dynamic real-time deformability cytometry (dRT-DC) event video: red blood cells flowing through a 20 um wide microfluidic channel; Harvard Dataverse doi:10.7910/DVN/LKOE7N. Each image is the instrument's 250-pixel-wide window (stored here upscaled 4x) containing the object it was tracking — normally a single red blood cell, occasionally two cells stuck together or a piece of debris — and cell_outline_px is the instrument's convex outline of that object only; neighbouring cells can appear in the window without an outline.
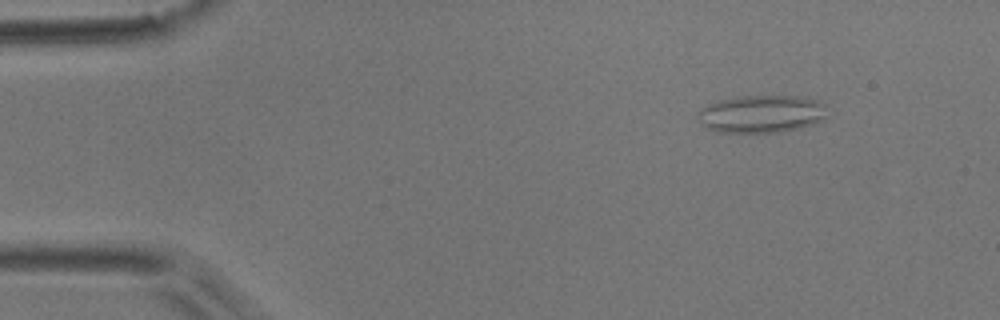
{"species": "common noctule bat (a hibernating species)", "species_latin": "Nyctalus noctula", "temperature_condition": "room temperature", "stored_images_in_passage": 4, "camera_frame_rate_fps": 3000, "um_per_image_px": 0.085, "animal": {"sex": "male", "body_mass_g": 17.9}, "frame": {"image": 1, "passage_image": 2, "time_ms": 1.0, "image_size_px": [1000, 320], "cell_outline_px": [[828, 116], [824, 120], [816, 124], [776, 132], [716, 132], [708, 128], [696, 116], [696, 112], [708, 104], [720, 100], [740, 96], [800, 96], [820, 100], [828, 104]], "centroid_in_image_um": [64.81, 9.67], "position_along_channel_um": 20.2, "area_um2": 28.73}}